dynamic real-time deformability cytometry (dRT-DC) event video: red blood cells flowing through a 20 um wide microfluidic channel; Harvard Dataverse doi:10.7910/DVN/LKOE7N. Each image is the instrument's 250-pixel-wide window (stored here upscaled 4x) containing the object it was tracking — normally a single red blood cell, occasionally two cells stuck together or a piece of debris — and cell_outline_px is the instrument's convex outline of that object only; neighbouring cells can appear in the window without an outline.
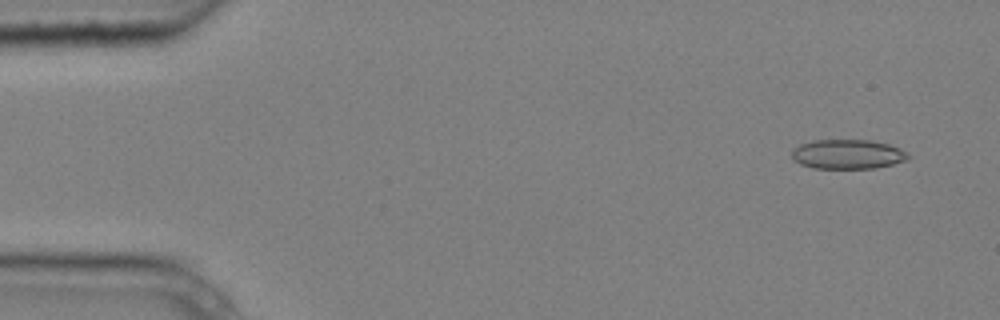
{"species": "common noctule bat (a hibernating species)", "species_latin": "Nyctalus noctula", "temperature_condition": "cold", "stored_images_in_passage": 5, "segment_of_instrument_passage": [2, 2], "camera_frame_rate_fps": 3000, "um_per_image_px": 0.085, "animal": {"sex": "male", "body_mass_g": 20.4}, "frame": {"image": 1, "passage_image": 5, "time_ms": 1.333, "image_size_px": [1000, 320], "cell_outline_px": [[912, 156], [908, 160], [876, 168], [812, 168], [800, 164], [792, 156], [792, 148], [800, 144], [812, 140], [872, 140], [888, 144], [900, 148], [908, 152]], "centroid_in_image_um": [72.09, 13.1], "position_along_channel_um": 12.9, "area_um2": 20.17}}